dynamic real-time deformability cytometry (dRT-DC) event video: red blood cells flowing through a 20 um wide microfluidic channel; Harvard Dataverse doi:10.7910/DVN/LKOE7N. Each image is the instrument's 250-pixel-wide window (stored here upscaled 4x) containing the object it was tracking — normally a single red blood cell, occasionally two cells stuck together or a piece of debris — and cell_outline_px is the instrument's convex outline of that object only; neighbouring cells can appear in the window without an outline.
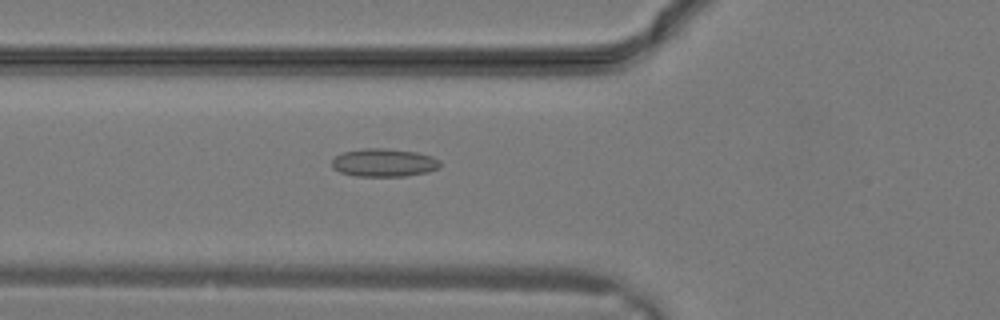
{"species": "common noctule bat (a hibernating species)", "species_latin": "Nyctalus noctula", "temperature_condition": "warm", "stored_images_in_passage": 4, "camera_frame_rate_fps": 3000, "um_per_image_px": 0.085, "animal": {"sex": "male", "body_mass_g": 19.2, "forearm_length_mm": 51.8}, "frame": {"image": 1, "passage_image": 2, "time_ms": 0.333, "image_size_px": [1000, 320], "cell_outline_px": [[440, 168], [428, 172], [404, 176], [356, 176], [340, 172], [332, 168], [332, 160], [336, 156], [344, 152], [364, 148], [384, 148], [416, 152], [432, 156], [440, 160]], "centroid_in_image_um": [32.65, 13.83], "position_along_channel_um": 93.2, "area_um2": 17.74}}
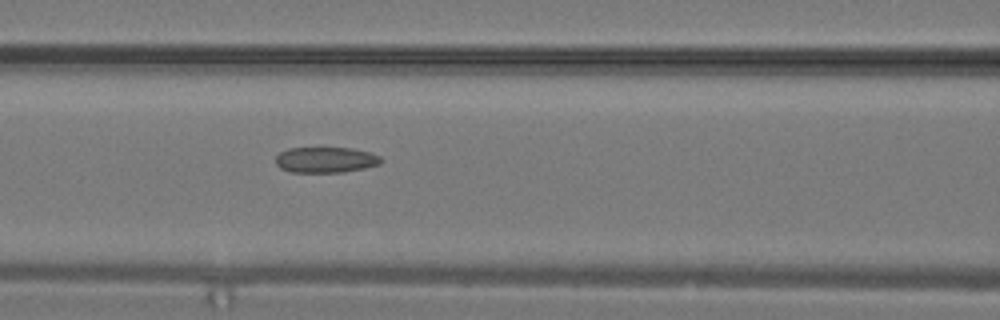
{"frame": {"image": 2, "passage_image": 4, "time_ms": 1.0, "image_size_px": [1000, 320], "cell_outline_px": [[384, 160], [380, 164], [364, 168], [344, 172], [292, 172], [280, 168], [276, 164], [276, 156], [280, 152], [288, 148], [352, 148], [368, 152], [380, 156]], "centroid_in_image_um": [27.69, 13.59], "position_along_channel_um": 138.9, "area_um2": 15.78}}